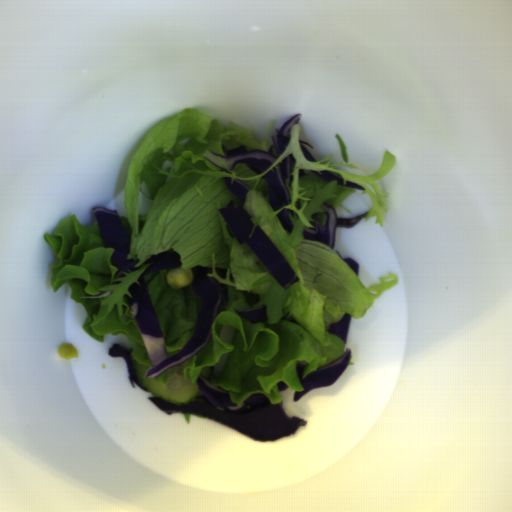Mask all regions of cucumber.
<instances>
[{"mask_svg":"<svg viewBox=\"0 0 512 512\" xmlns=\"http://www.w3.org/2000/svg\"><path fill=\"white\" fill-rule=\"evenodd\" d=\"M132 360L133 368L139 382L146 386L148 391L153 393L154 397H159L164 402L183 405L190 403L201 392L196 382L192 383L186 380L183 375L184 369L190 363V359L166 370V382H162L160 379L146 378L145 375L150 368L144 364H140L135 359Z\"/></svg>","mask_w":512,"mask_h":512,"instance_id":"1","label":"cucumber"},{"mask_svg":"<svg viewBox=\"0 0 512 512\" xmlns=\"http://www.w3.org/2000/svg\"><path fill=\"white\" fill-rule=\"evenodd\" d=\"M213 370L214 366H204L200 371V375H202L206 381L210 380L212 378Z\"/></svg>","mask_w":512,"mask_h":512,"instance_id":"2","label":"cucumber"}]
</instances>
